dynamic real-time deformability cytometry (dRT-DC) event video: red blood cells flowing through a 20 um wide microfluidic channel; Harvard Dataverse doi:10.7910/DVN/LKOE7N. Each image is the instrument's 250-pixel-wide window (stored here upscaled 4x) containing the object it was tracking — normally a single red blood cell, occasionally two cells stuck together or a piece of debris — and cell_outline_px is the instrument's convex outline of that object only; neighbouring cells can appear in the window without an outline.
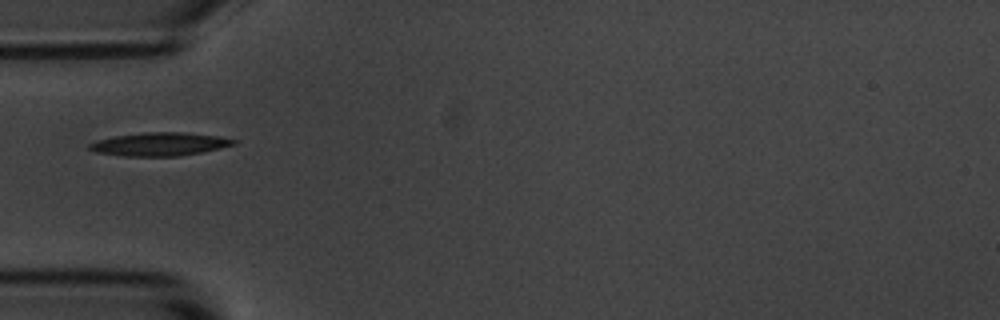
{"species": "common noctule bat (a hibernating species)", "species_latin": "Nyctalus noctula", "temperature_condition": "room temperature", "stored_images_in_passage": 3, "camera_frame_rate_fps": 3000, "um_per_image_px": 0.085, "animal": {"sex": "male", "body_mass_g": 20.1, "forearm_length_mm": 53.5}, "frame": {"image": 1, "passage_image": 1, "time_ms": 0.0, "image_size_px": [1000, 320], "cell_outline_px": [[236, 144], [204, 152], [180, 156], [124, 156], [96, 152], [88, 148], [88, 144], [96, 140], [116, 136], [144, 132], [184, 132], [220, 136], [236, 140]], "centroid_in_image_um": [13.59, 12.25], "position_along_channel_um": 71.4, "area_um2": 19.65}}
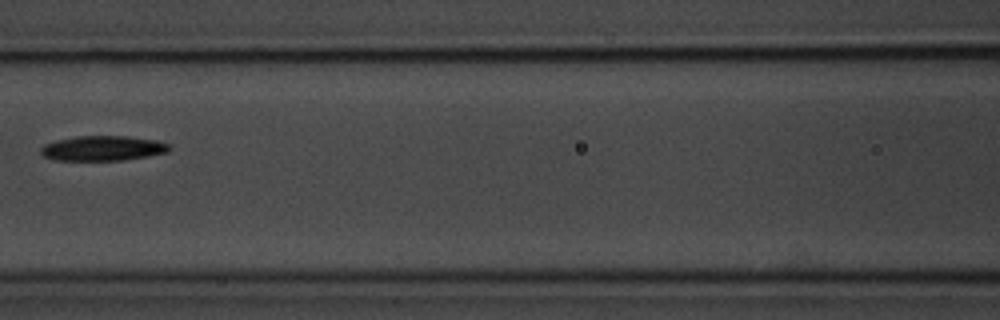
{"frame": {"image": 2, "passage_image": 3, "time_ms": 2.333, "image_size_px": [1000, 320], "cell_outline_px": [[172, 148], [168, 152], [148, 156], [124, 160], [56, 160], [44, 156], [40, 152], [40, 148], [44, 144], [56, 140], [76, 136], [128, 136], [156, 140], [172, 144]], "centroid_in_image_um": [8.78, 12.6], "position_along_channel_um": 157.8, "area_um2": 18.84}}